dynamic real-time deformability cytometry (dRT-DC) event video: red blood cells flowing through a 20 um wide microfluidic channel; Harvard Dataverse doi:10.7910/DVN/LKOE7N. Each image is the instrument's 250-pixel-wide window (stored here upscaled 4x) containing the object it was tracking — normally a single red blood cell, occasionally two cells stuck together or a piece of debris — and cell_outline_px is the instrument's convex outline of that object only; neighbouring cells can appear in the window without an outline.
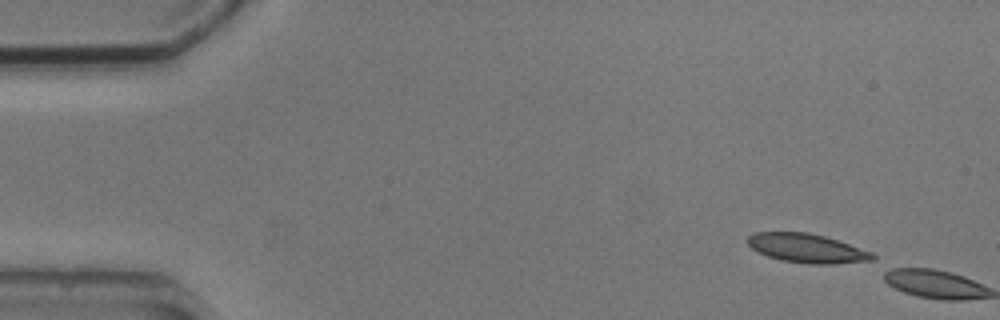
{"species": "common noctule bat (a hibernating species)", "species_latin": "Nyctalus noctula", "temperature_condition": "cold", "stored_images_in_passage": 2, "camera_frame_rate_fps": 3000, "um_per_image_px": 0.085, "animal": {"sex": "male", "body_mass_g": 20.5, "forearm_length_mm": 52.5}, "frame": {"image": 1, "passage_image": 1, "time_ms": 0.0, "image_size_px": [1000, 320], "cell_outline_px": [[876, 264], [808, 264], [780, 260], [768, 256], [752, 248], [748, 244], [748, 236], [756, 232], [808, 232], [824, 236], [872, 252], [876, 256]], "centroid_in_image_um": [68.74, 21.14], "position_along_channel_um": 16.3, "area_um2": 21.62}}